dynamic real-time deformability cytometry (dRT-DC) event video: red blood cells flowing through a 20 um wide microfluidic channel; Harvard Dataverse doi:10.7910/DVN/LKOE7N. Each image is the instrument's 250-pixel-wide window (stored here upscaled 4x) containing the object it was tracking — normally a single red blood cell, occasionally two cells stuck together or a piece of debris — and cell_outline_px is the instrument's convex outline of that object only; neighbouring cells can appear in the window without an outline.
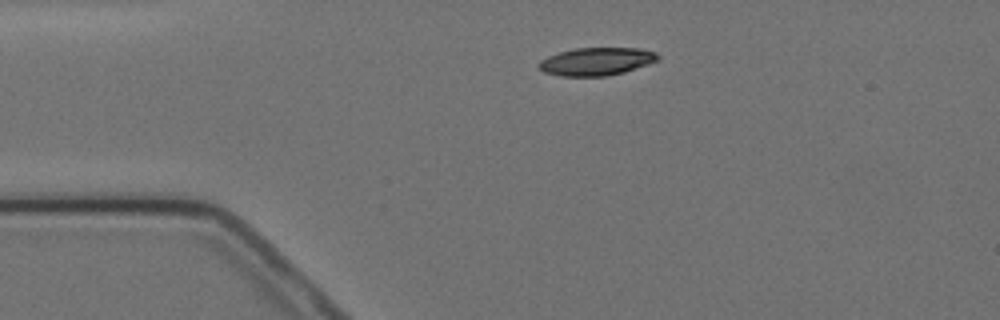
{"species": "Egyptian fruit bat (a non-hibernating species)", "species_latin": "Rousettus aegyptiacus", "temperature_condition": "cold", "stored_images_in_passage": 2, "camera_frame_rate_fps": 3000, "um_per_image_px": 0.085, "animal": {"sex": "female"}, "frame": {"image": 1, "passage_image": 1, "time_ms": 0.0, "image_size_px": [1000, 320], "cell_outline_px": [[660, 60], [624, 72], [608, 76], [560, 76], [544, 72], [536, 64], [540, 60], [548, 56], [560, 52], [576, 48], [640, 48], [656, 52], [660, 56]], "centroid_in_image_um": [50.71, 5.22], "position_along_channel_um": 34.3, "area_um2": 19.42}}